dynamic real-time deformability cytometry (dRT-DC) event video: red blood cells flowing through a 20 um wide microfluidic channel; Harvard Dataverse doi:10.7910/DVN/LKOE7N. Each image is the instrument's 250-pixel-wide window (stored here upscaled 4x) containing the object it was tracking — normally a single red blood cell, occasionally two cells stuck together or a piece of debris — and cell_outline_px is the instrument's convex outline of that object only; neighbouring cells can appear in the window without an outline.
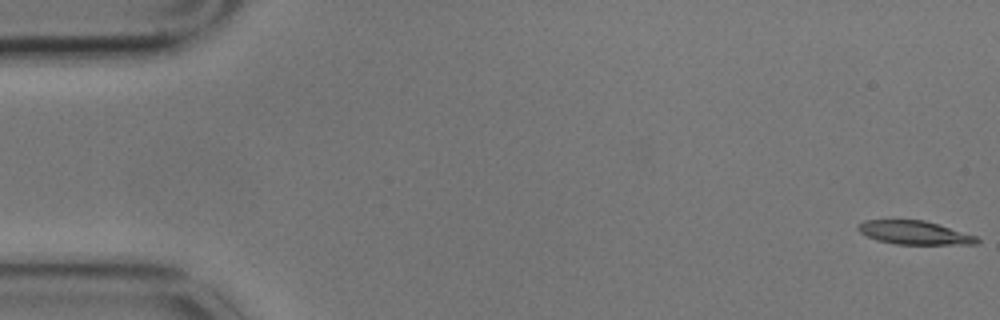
{"species": "common noctule bat (a hibernating species)", "species_latin": "Nyctalus noctula", "temperature_condition": "cold", "stored_images_in_passage": 59, "camera_frame_rate_fps": 3000, "um_per_image_px": 0.085, "animal": {"sex": "male", "body_mass_g": 17.9}, "frame": {"image": 1, "passage_image": 1, "time_ms": 0.0, "image_size_px": [1000, 320], "cell_outline_px": [[980, 240], [976, 244], [896, 244], [876, 240], [860, 232], [856, 228], [856, 224], [864, 220], [924, 220], [976, 236]], "centroid_in_image_um": [77.67, 19.77], "position_along_channel_um": 7.3, "area_um2": 16.18}}
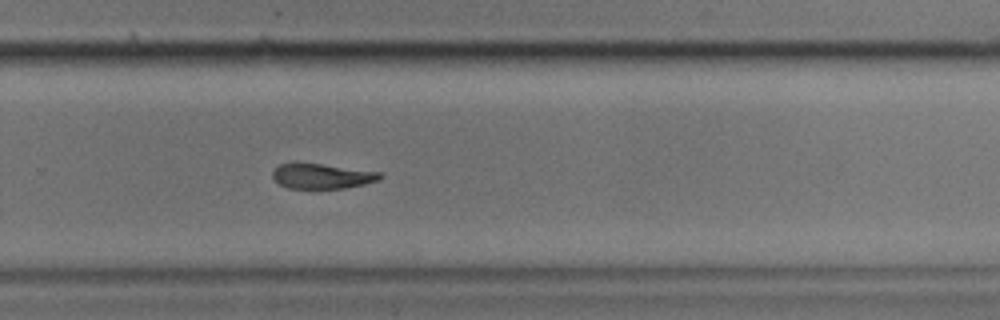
{"frame": {"image": 2, "passage_image": 39, "time_ms": 12.667, "image_size_px": [1000, 320], "cell_outline_px": [[384, 176], [380, 180], [364, 184], [344, 188], [288, 188], [280, 184], [272, 176], [272, 172], [280, 164], [296, 160], [380, 172]], "centroid_in_image_um": [27.35, 14.93], "position_along_channel_um": 302.5, "area_um2": 16.07}}
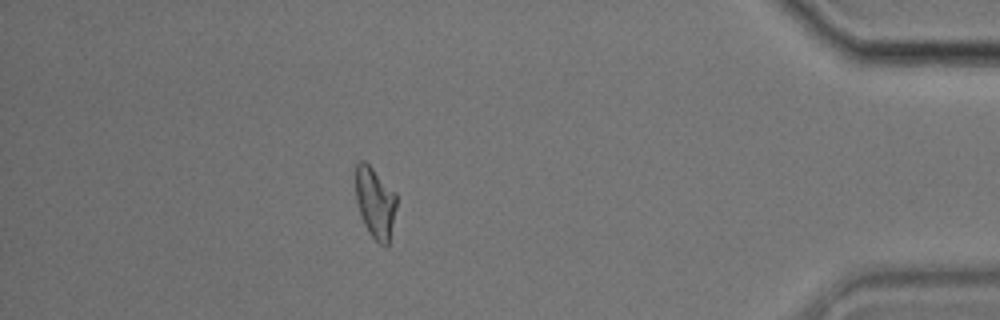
{"frame": {"image": 3, "passage_image": 52, "time_ms": 17.0, "image_size_px": [1000, 320], "cell_outline_px": [[396, 208], [388, 244], [380, 244], [368, 232], [360, 216], [356, 200], [356, 164], [360, 160], [364, 160], [396, 192]], "centroid_in_image_um": [31.88, 17.2], "position_along_channel_um": 403.3, "area_um2": 16.76}, "authors_computed_cell_mechanics": {"area_um2": 17.34, "velocity_mm_per_s": 3.3787, "shape_relaxation_time_tau1_ms": 4.781, "shape_relaxation_time_tau2_ms": 10.1924, "deformation_change_tau1": 0.1504, "deformation_change_tau2": 0.1996}}